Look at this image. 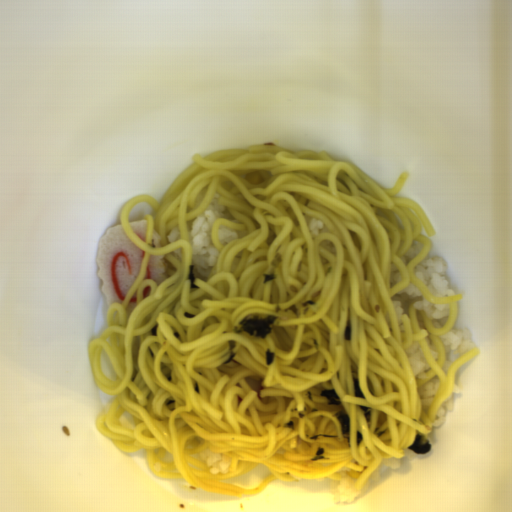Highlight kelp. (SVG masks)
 <instances>
[{
    "instance_id": "99668d17",
    "label": "kelp",
    "mask_w": 512,
    "mask_h": 512,
    "mask_svg": "<svg viewBox=\"0 0 512 512\" xmlns=\"http://www.w3.org/2000/svg\"><path fill=\"white\" fill-rule=\"evenodd\" d=\"M276 316L268 315L265 319H259V316H253V319H247L246 317L241 321L242 329L253 336L254 331L257 336L265 338L271 333V324H274Z\"/></svg>"
},
{
    "instance_id": "cf089659",
    "label": "kelp",
    "mask_w": 512,
    "mask_h": 512,
    "mask_svg": "<svg viewBox=\"0 0 512 512\" xmlns=\"http://www.w3.org/2000/svg\"><path fill=\"white\" fill-rule=\"evenodd\" d=\"M420 440H421V435H419L417 433L413 444L408 445L407 448L411 449L412 451H414L415 453H418V454L427 453L431 449V443H429V441H427V440L425 443H420Z\"/></svg>"
},
{
    "instance_id": "604fcf36",
    "label": "kelp",
    "mask_w": 512,
    "mask_h": 512,
    "mask_svg": "<svg viewBox=\"0 0 512 512\" xmlns=\"http://www.w3.org/2000/svg\"><path fill=\"white\" fill-rule=\"evenodd\" d=\"M321 397H327L331 405H338L340 404L339 401H335L334 398L339 399V396L336 395L335 389H329V390H321Z\"/></svg>"
},
{
    "instance_id": "861f05c9",
    "label": "kelp",
    "mask_w": 512,
    "mask_h": 512,
    "mask_svg": "<svg viewBox=\"0 0 512 512\" xmlns=\"http://www.w3.org/2000/svg\"><path fill=\"white\" fill-rule=\"evenodd\" d=\"M335 415L340 420V422L342 424V432L349 431L348 414H346L345 412L339 411V412H336Z\"/></svg>"
},
{
    "instance_id": "d102d525",
    "label": "kelp",
    "mask_w": 512,
    "mask_h": 512,
    "mask_svg": "<svg viewBox=\"0 0 512 512\" xmlns=\"http://www.w3.org/2000/svg\"><path fill=\"white\" fill-rule=\"evenodd\" d=\"M354 389H355V396L362 398V393L359 389V381L357 379L354 380Z\"/></svg>"
},
{
    "instance_id": "69b00fe1",
    "label": "kelp",
    "mask_w": 512,
    "mask_h": 512,
    "mask_svg": "<svg viewBox=\"0 0 512 512\" xmlns=\"http://www.w3.org/2000/svg\"><path fill=\"white\" fill-rule=\"evenodd\" d=\"M274 355H275L274 352H271L270 349L267 350V352H266V363L268 365L273 363Z\"/></svg>"
}]
</instances>
